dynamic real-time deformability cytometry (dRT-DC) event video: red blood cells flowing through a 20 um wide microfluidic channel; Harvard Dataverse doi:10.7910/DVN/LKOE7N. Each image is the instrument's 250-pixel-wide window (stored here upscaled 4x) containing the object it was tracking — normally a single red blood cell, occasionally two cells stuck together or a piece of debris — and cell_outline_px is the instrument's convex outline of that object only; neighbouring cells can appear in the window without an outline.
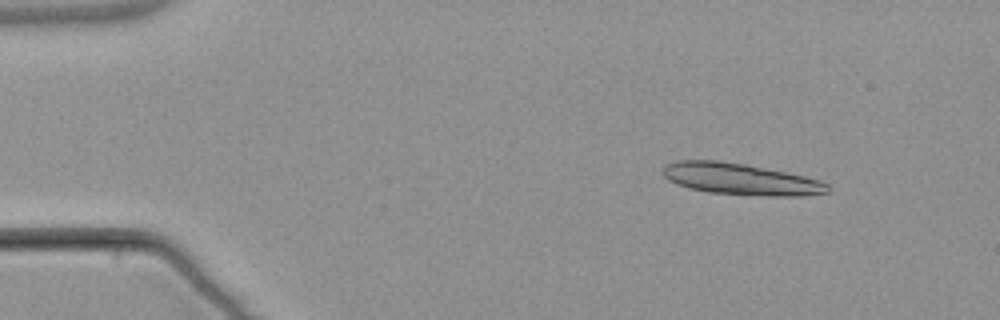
{"species": "common noctule bat (a hibernating species)", "species_latin": "Nyctalus noctula", "temperature_condition": "warm", "stored_images_in_passage": 4, "camera_frame_rate_fps": 3000, "um_per_image_px": 0.085, "animal": {"sex": "male", "body_mass_g": 21.5, "forearm_length_mm": 52.0}, "frame": {"image": 1, "passage_image": 1, "time_ms": 0.0, "image_size_px": [1000, 320], "cell_outline_px": [[832, 188], [828, 192], [804, 196], [768, 196], [708, 192], [676, 184], [668, 180], [660, 172], [664, 164], [676, 160], [720, 160], [744, 164], [804, 176], [820, 180], [828, 184]], "centroid_in_image_um": [62.92, 15.22], "position_along_channel_um": 22.1, "area_um2": 30.35}}